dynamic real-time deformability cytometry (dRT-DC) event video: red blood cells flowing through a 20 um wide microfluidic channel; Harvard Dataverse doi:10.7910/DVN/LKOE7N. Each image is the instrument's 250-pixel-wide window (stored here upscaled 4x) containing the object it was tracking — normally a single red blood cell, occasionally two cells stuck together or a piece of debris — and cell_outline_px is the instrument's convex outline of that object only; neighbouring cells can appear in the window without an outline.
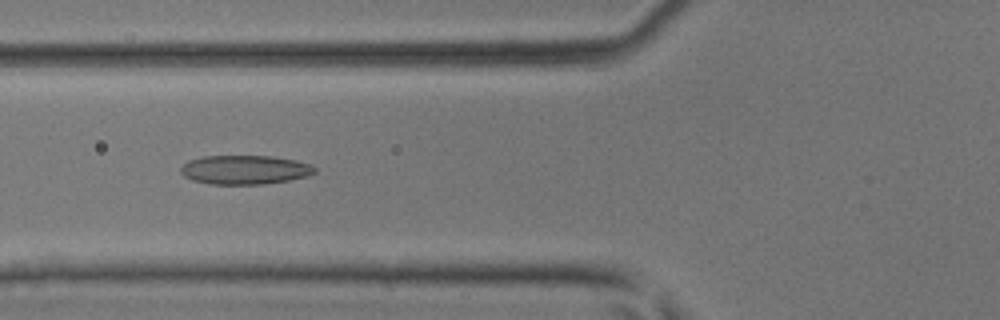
{"species": "common noctule bat (a hibernating species)", "species_latin": "Nyctalus noctula", "temperature_condition": "room temperature", "stored_images_in_passage": 46, "camera_frame_rate_fps": 3000, "um_per_image_px": 0.085, "animal": {"sex": "male", "body_mass_g": 17.9, "forearm_length_mm": 54.2}, "frame": {"image": 1, "passage_image": 17, "time_ms": 5.333, "image_size_px": [1000, 320], "cell_outline_px": [[316, 172], [308, 176], [288, 180], [264, 184], [208, 184], [192, 180], [184, 176], [180, 172], [180, 168], [188, 160], [204, 156], [272, 156], [296, 160], [312, 164], [316, 168]], "centroid_in_image_um": [20.82, 14.43], "position_along_channel_um": 105.0, "area_um2": 22.83}}
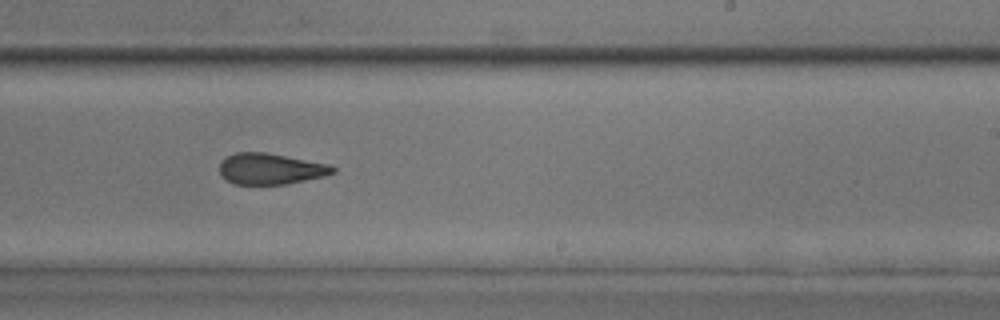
{"frame": {"image": 2, "passage_image": 28, "time_ms": 9.0, "image_size_px": [1000, 320], "cell_outline_px": [[336, 172], [324, 176], [288, 184], [232, 184], [220, 176], [220, 160], [236, 152], [264, 152], [328, 164], [336, 168]], "centroid_in_image_um": [22.96, 14.36], "position_along_channel_um": 266.0, "area_um2": 20.52}}
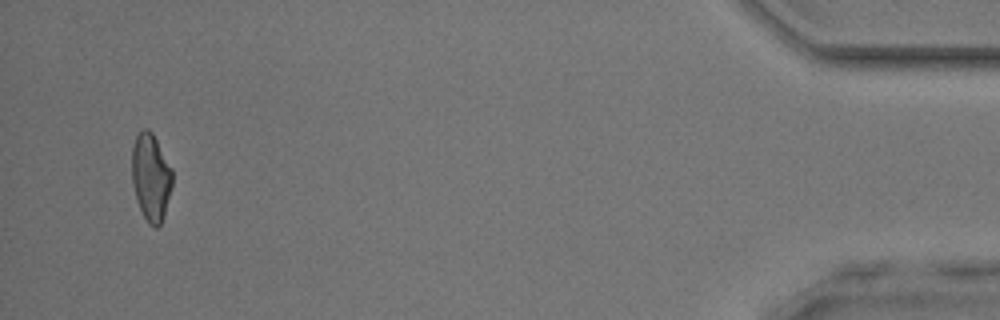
{"frame": {"image": 3, "passage_image": 44, "time_ms": 14.333, "image_size_px": [1000, 320], "cell_outline_px": [[172, 184], [164, 216], [160, 224], [156, 228], [148, 224], [136, 200], [132, 184], [132, 148], [136, 136], [144, 128], [148, 128], [152, 132], [172, 168]], "centroid_in_image_um": [12.82, 15.06], "position_along_channel_um": 422.4, "area_um2": 20.58}}